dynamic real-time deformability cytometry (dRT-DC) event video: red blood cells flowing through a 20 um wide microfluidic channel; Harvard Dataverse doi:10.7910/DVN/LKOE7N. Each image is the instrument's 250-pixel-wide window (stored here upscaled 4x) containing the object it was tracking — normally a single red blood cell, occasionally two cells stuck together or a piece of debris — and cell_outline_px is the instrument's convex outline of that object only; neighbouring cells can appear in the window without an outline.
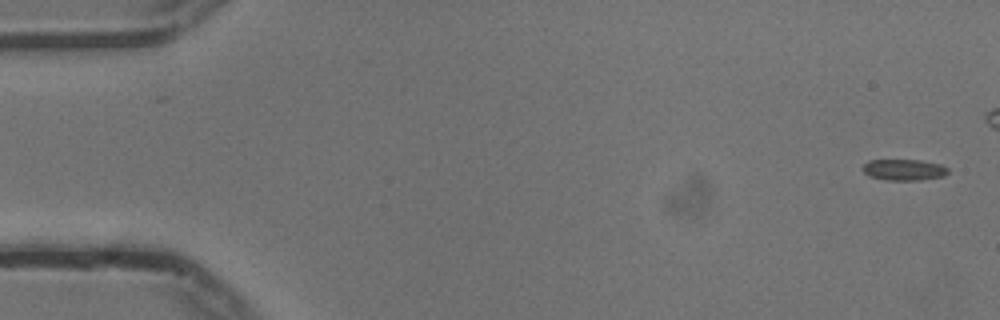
{"species": "common noctule bat (a hibernating species)", "species_latin": "Nyctalus noctula", "temperature_condition": "cold", "stored_images_in_passage": 56, "camera_frame_rate_fps": 3000, "um_per_image_px": 0.085, "animal": {"sex": "male", "body_mass_g": 13.3}, "frame": {"image": 1, "passage_image": 1, "time_ms": 0.0, "image_size_px": [1000, 320], "cell_outline_px": [[948, 172], [944, 176], [920, 180], [884, 180], [868, 176], [860, 168], [868, 160], [920, 160], [940, 164], [948, 168]], "centroid_in_image_um": [76.8, 14.43], "position_along_channel_um": 8.2, "area_um2": 10.64}}
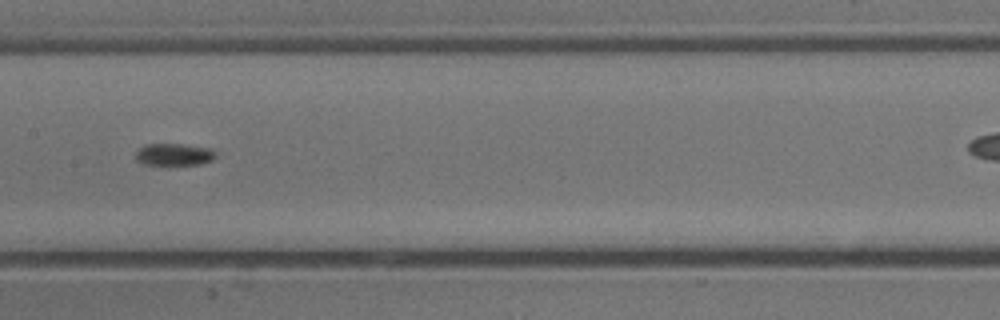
{"frame": {"image": 2, "passage_image": 27, "time_ms": 8.667, "image_size_px": [1000, 320], "cell_outline_px": [[216, 156], [212, 160], [200, 164], [144, 164], [136, 160], [136, 152], [144, 144], [180, 144], [212, 148], [216, 152]], "centroid_in_image_um": [14.81, 13.12], "position_along_channel_um": 192.6, "area_um2": 10.23}}
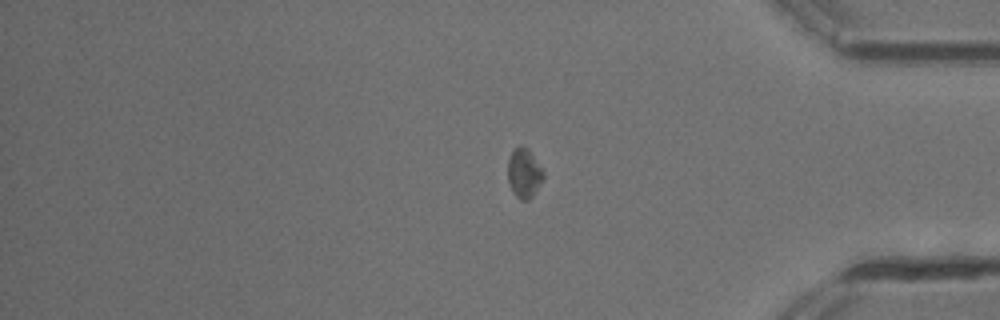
{"frame": {"image": 3, "passage_image": 45, "time_ms": 14.667, "image_size_px": [1000, 320], "cell_outline_px": [[544, 180], [532, 196], [528, 200], [520, 200], [512, 192], [508, 180], [508, 156], [520, 144], [528, 148], [544, 172]], "centroid_in_image_um": [44.55, 14.72], "position_along_channel_um": 390.7, "area_um2": 10.35}}